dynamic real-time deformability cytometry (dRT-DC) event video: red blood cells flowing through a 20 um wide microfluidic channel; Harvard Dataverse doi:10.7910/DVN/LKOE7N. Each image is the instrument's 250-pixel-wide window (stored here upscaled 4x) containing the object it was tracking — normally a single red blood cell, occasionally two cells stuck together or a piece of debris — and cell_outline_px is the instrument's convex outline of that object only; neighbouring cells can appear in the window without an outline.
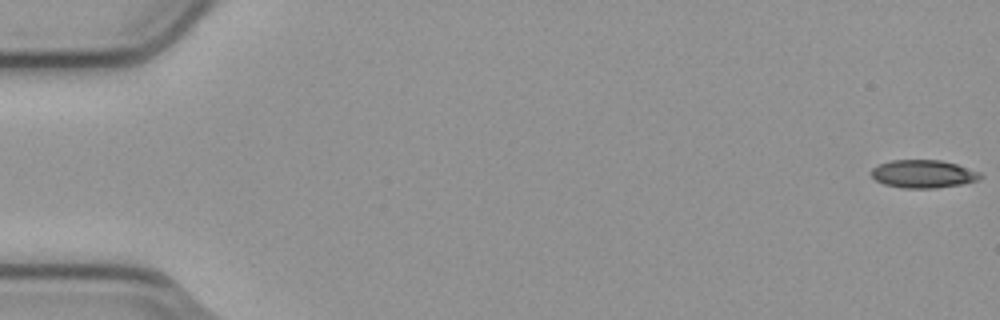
{"species": "common noctule bat (a hibernating species)", "species_latin": "Nyctalus noctula", "temperature_condition": "cold", "stored_images_in_passage": 5, "camera_frame_rate_fps": 3000, "um_per_image_px": 0.085, "animal": {"sex": "male", "body_mass_g": 23.1, "forearm_length_mm": 52.7}, "frame": {"image": 1, "passage_image": 1, "time_ms": 0.0, "image_size_px": [1000, 320], "cell_outline_px": [[984, 176], [976, 180], [960, 184], [936, 188], [904, 188], [884, 184], [876, 180], [872, 176], [872, 168], [880, 164], [892, 160], [940, 160], [956, 164], [980, 172]], "centroid_in_image_um": [78.48, 14.78], "position_along_channel_um": 6.5, "area_um2": 17.57}}